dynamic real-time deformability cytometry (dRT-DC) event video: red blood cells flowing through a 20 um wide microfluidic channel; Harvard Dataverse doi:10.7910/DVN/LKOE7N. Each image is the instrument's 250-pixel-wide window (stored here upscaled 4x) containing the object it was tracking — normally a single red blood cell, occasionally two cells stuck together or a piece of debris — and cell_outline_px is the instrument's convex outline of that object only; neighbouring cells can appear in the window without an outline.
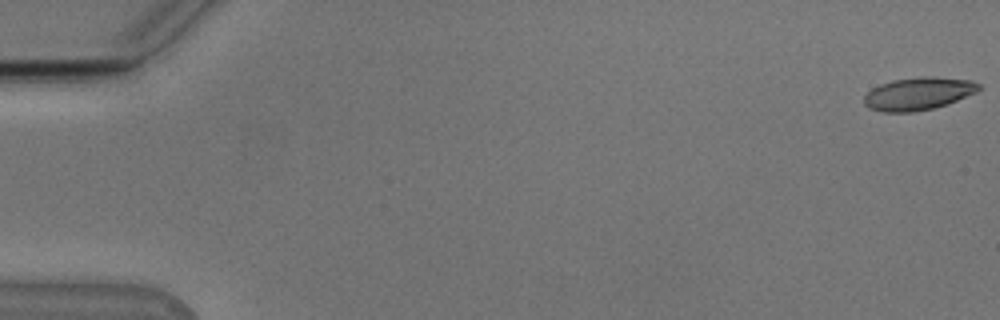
{"species": "Egyptian fruit bat (a non-hibernating species)", "species_latin": "Rousettus aegyptiacus", "temperature_condition": "cold", "stored_images_in_passage": 51, "camera_frame_rate_fps": 3000, "um_per_image_px": 0.085, "animal": {"sex": "male"}, "frame": {"image": 1, "passage_image": 1, "time_ms": 0.0, "image_size_px": [1000, 320], "cell_outline_px": [[980, 88], [976, 92], [948, 104], [932, 108], [912, 112], [880, 112], [868, 108], [864, 104], [864, 96], [872, 88], [880, 84], [892, 80], [924, 76], [932, 76], [972, 80], [980, 84]], "centroid_in_image_um": [78.04, 7.96], "position_along_channel_um": 7.0, "area_um2": 21.96}}
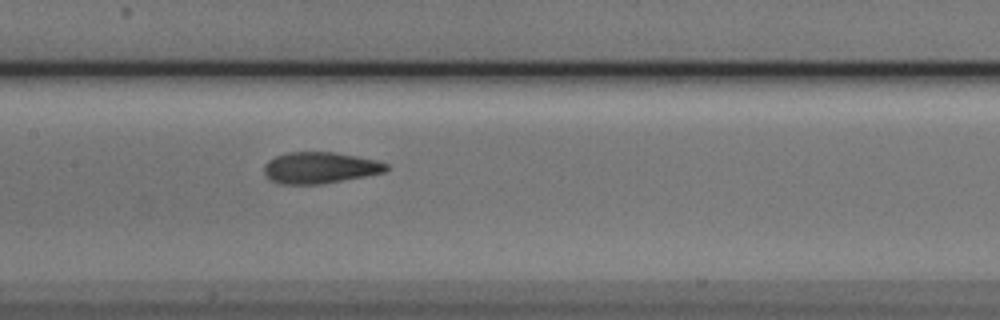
{"frame": {"image": 2, "passage_image": 27, "time_ms": 8.667, "image_size_px": [1000, 320], "cell_outline_px": [[388, 168], [384, 172], [364, 176], [320, 184], [276, 184], [268, 180], [264, 172], [264, 164], [268, 160], [276, 156], [288, 152], [332, 152], [356, 156], [376, 160], [388, 164]], "centroid_in_image_um": [27.13, 14.26], "position_along_channel_um": 180.3, "area_um2": 22.31}}
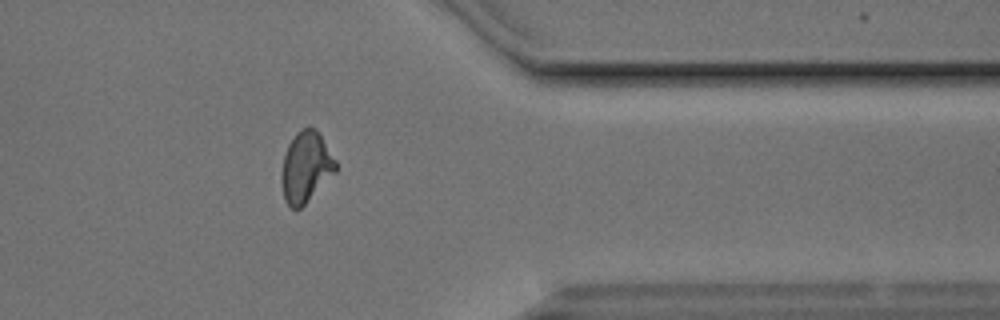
{"frame": {"image": 3, "passage_image": 44, "time_ms": 14.333, "image_size_px": [1000, 320], "cell_outline_px": [[336, 172], [300, 208], [292, 208], [284, 200], [280, 180], [280, 176], [284, 152], [288, 144], [296, 132], [308, 124], [316, 128], [336, 160]], "centroid_in_image_um": [25.97, 14.15], "position_along_channel_um": 385.4, "area_um2": 22.54}, "authors_computed_cell_mechanics": {"area_um2": 22.1374, "velocity_mm_per_s": 3.8506, "shape_relaxation_time_tau1_ms": 4.6219, "shape_relaxation_time_tau2_ms": 1.2993, "deformation_change_tau1": 0.1566, "deformation_change_tau2": 0.0941}}